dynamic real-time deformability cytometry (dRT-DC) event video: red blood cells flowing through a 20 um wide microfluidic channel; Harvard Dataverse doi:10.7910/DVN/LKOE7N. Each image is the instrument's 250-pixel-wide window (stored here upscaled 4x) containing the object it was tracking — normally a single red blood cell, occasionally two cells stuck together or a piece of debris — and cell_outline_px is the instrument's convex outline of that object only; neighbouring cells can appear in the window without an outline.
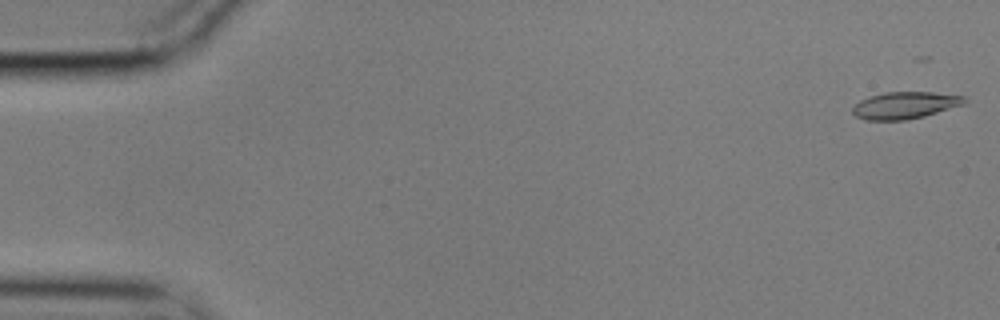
{"species": "common noctule bat (a hibernating species)", "species_latin": "Nyctalus noctula", "temperature_condition": "cold", "stored_images_in_passage": 4, "camera_frame_rate_fps": 3000, "um_per_image_px": 0.085, "animal": {"sex": "male", "body_mass_g": 17.9}, "frame": {"image": 1, "passage_image": 1, "time_ms": 0.0, "image_size_px": [1000, 320], "cell_outline_px": [[968, 100], [964, 104], [924, 116], [904, 120], [864, 120], [856, 116], [852, 112], [852, 108], [860, 100], [884, 92], [932, 92], [964, 96]], "centroid_in_image_um": [76.92, 8.95], "position_along_channel_um": 8.1, "area_um2": 17.46}}